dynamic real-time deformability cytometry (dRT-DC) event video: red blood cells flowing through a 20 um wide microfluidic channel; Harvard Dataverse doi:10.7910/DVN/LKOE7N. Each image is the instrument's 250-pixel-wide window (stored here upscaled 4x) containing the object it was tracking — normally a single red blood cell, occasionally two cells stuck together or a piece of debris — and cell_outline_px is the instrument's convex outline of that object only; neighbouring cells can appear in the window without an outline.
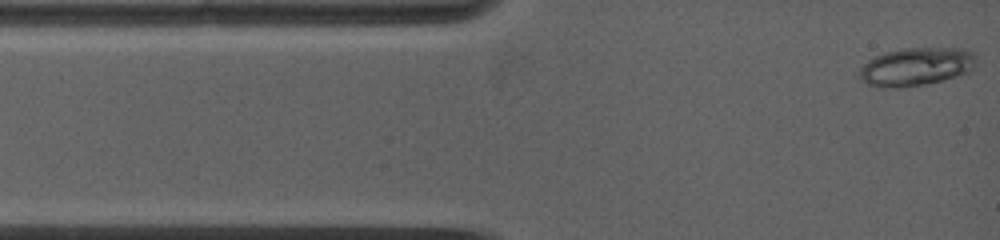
{"species": "common noctule bat (a hibernating species)", "species_latin": "Nyctalus noctula", "temperature_condition": "warm", "stored_images_in_passage": 15, "camera_frame_rate_fps": 5000, "um_per_image_px": 0.085, "animal": {"sex": "female", "body_mass_g": 19.0, "forearm_length_mm": 53.3}, "frame": {"image": 1, "passage_image": 1, "time_ms": 0.0, "image_size_px": [1000, 240], "cell_outline_px": [[976, 60], [972, 68], [968, 72], [956, 76], [924, 84], [904, 88], [876, 88], [860, 80], [860, 68], [868, 60], [884, 52], [904, 48], [960, 48], [976, 52]], "centroid_in_image_um": [77.85, 5.67], "position_along_channel_um": 7.1, "area_um2": 26.13}}